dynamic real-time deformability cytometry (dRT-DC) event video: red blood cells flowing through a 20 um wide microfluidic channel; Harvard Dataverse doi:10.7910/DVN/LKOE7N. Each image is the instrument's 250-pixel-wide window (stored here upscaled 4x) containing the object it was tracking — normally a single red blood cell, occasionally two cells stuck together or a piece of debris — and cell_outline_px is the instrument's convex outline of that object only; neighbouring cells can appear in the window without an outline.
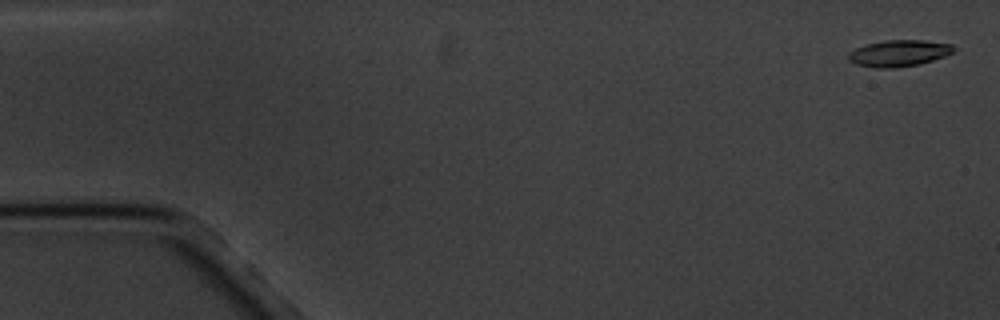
{"species": "common noctule bat (a hibernating species)", "species_latin": "Nyctalus noctula", "temperature_condition": "cold", "stored_images_in_passage": 13, "camera_frame_rate_fps": 3000, "um_per_image_px": 0.085, "animal": {"sex": "male", "body_mass_g": 20.1, "forearm_length_mm": 53.5}, "frame": {"image": 1, "passage_image": 1, "time_ms": 0.0, "image_size_px": [1000, 320], "cell_outline_px": [[956, 48], [952, 52], [944, 56], [920, 64], [892, 68], [876, 68], [856, 64], [848, 60], [848, 52], [856, 48], [868, 44], [884, 40], [924, 40], [952, 44]], "centroid_in_image_um": [76.4, 4.52], "position_along_channel_um": 8.6, "area_um2": 16.18}}
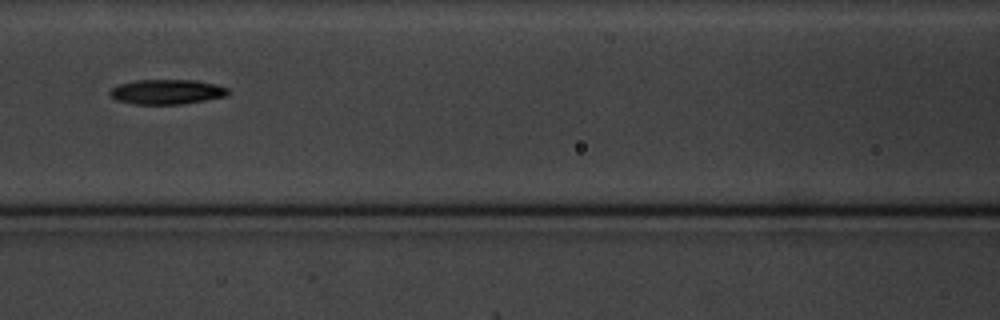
{"frame": {"image": 2, "passage_image": 8, "time_ms": 8.0, "image_size_px": [1000, 320], "cell_outline_px": [[232, 92], [228, 96], [180, 104], [132, 104], [116, 100], [108, 96], [108, 92], [112, 88], [120, 84], [136, 80], [196, 80], [216, 84], [228, 88]], "centroid_in_image_um": [14.19, 7.8], "position_along_channel_um": 152.4, "area_um2": 17.28}}
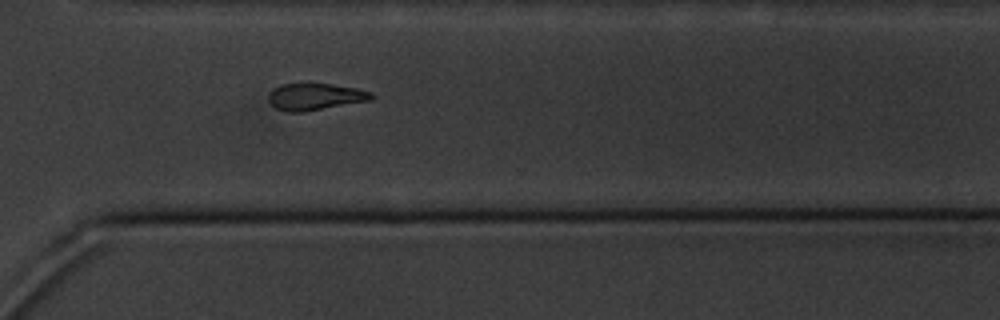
{"frame": {"image": 3, "passage_image": 13, "time_ms": 13.667, "image_size_px": [1000, 320], "cell_outline_px": [[376, 96], [372, 100], [304, 112], [288, 112], [276, 108], [268, 100], [268, 92], [284, 84], [308, 80], [356, 88], [372, 92]], "centroid_in_image_um": [26.8, 8.18], "position_along_channel_um": 343.8, "area_um2": 16.76}}